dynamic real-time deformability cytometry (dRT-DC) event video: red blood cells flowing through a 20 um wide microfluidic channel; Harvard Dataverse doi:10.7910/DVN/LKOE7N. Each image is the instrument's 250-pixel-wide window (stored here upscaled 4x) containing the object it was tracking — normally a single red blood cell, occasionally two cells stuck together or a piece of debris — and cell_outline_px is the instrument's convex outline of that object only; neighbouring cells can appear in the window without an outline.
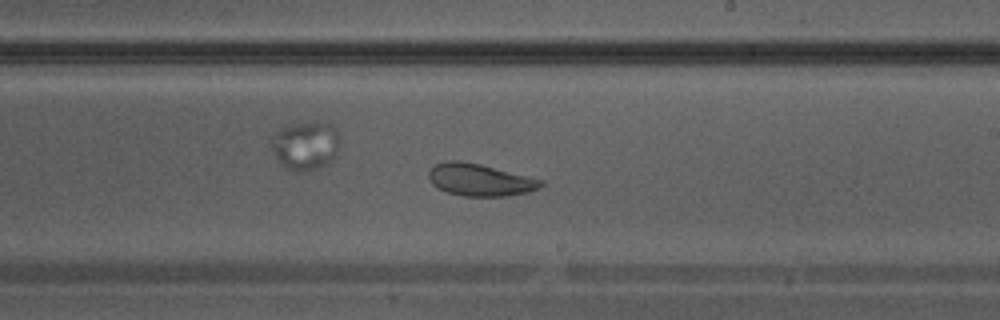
{"species": "Egyptian fruit bat (a non-hibernating species)", "species_latin": "Rousettus aegyptiacus", "temperature_condition": "warm", "stored_images_in_passage": 38, "camera_frame_rate_fps": 3000, "um_per_image_px": 0.085, "animal": {"sex": "male"}, "frame": {"image": 1, "passage_image": 22, "time_ms": 7.0, "image_size_px": [1000, 320], "cell_outline_px": [[544, 184], [540, 188], [528, 192], [508, 196], [464, 196], [448, 192], [432, 184], [428, 176], [428, 172], [436, 164], [444, 160], [460, 160], [480, 164], [544, 180]], "centroid_in_image_um": [40.81, 15.28], "position_along_channel_um": 248.2, "area_um2": 21.04}}